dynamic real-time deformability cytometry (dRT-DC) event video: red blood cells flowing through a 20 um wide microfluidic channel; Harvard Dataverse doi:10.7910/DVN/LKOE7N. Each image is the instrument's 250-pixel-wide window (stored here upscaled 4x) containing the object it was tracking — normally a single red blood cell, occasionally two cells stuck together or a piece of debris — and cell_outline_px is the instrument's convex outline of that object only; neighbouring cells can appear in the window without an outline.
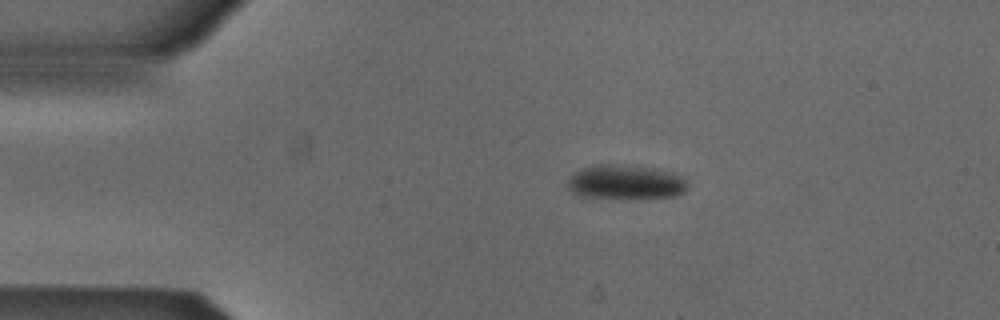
{"species": "Egyptian fruit bat (a non-hibernating species)", "species_latin": "Rousettus aegyptiacus", "temperature_condition": "cold", "stored_images_in_passage": 3, "camera_frame_rate_fps": 3000, "um_per_image_px": 0.085, "animal": {"sex": "male"}, "frame": {"image": 1, "passage_image": 2, "time_ms": 0.333, "image_size_px": [1000, 320], "cell_outline_px": [[688, 188], [684, 192], [676, 196], [580, 196], [572, 192], [568, 188], [568, 180], [576, 172], [584, 168], [600, 164], [636, 164], [672, 172], [684, 176], [688, 180]], "centroid_in_image_um": [53.25, 15.42], "position_along_channel_um": 31.7, "area_um2": 23.58}}